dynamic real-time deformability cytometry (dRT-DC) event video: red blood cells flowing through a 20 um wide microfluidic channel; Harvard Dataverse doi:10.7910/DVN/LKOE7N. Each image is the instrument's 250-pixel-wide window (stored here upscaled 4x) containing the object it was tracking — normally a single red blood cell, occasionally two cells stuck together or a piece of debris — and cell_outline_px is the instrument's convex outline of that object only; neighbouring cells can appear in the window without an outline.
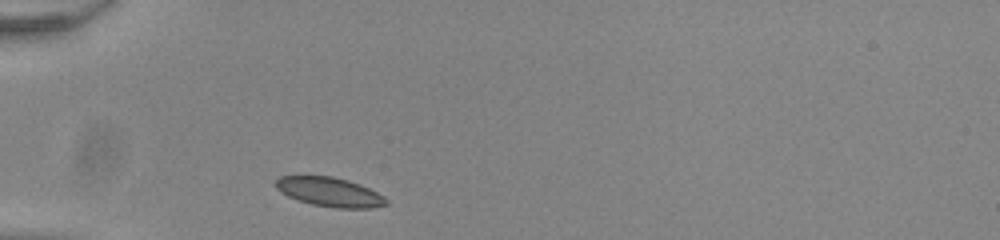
{"species": "common noctule bat (a hibernating species)", "species_latin": "Nyctalus noctula", "temperature_condition": "room temperature", "stored_images_in_passage": 30, "camera_frame_rate_fps": 3000, "um_per_image_px": 0.085, "animal": {"sex": "male", "body_mass_g": 20.0, "forearm_length_mm": 53.3}, "frame": {"image": 1, "passage_image": 1, "time_ms": 0.0, "image_size_px": [1000, 240], "cell_outline_px": [[388, 204], [372, 208], [336, 208], [312, 204], [288, 196], [280, 192], [276, 188], [276, 180], [280, 176], [332, 176], [348, 180], [360, 184], [384, 196], [388, 200]], "centroid_in_image_um": [28.04, 16.32], "position_along_channel_um": 57.0, "area_um2": 18.73}}
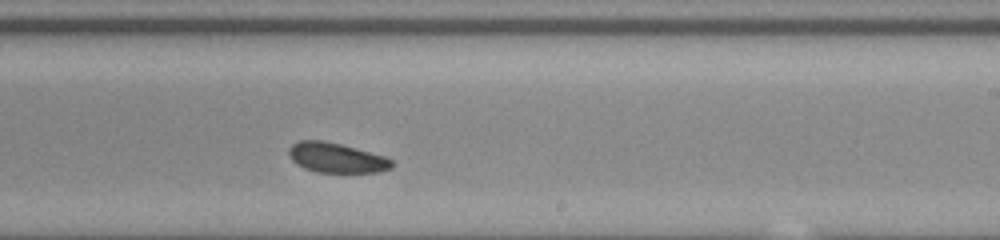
{"frame": {"image": 2, "passage_image": 18, "time_ms": 5.667, "image_size_px": [1000, 240], "cell_outline_px": [[396, 164], [392, 168], [380, 172], [316, 172], [304, 168], [296, 164], [292, 160], [288, 152], [288, 148], [292, 144], [300, 140], [324, 140], [340, 144], [384, 156], [392, 160]], "centroid_in_image_um": [28.59, 13.41], "position_along_channel_um": 260.4, "area_um2": 17.98}}
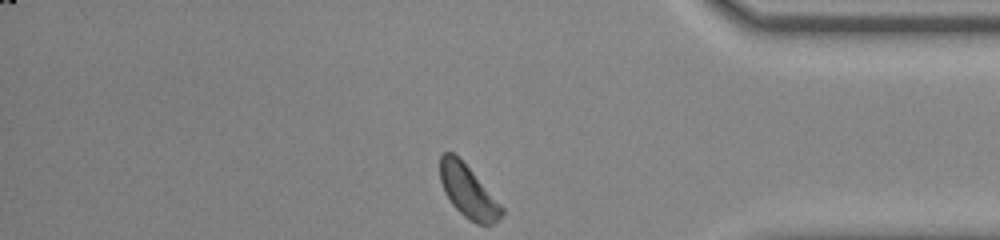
{"frame": {"image": 3, "passage_image": 30, "time_ms": 9.667, "image_size_px": [1000, 240], "cell_outline_px": [[504, 212], [500, 220], [492, 224], [476, 224], [464, 216], [452, 204], [444, 192], [440, 180], [440, 156], [444, 152], [452, 152], [472, 172], [504, 208]], "centroid_in_image_um": [39.79, 16.31], "position_along_channel_um": 395.4, "area_um2": 18.5}, "authors_computed_cell_mechanics": {"area_um2": 18.6983, "velocity_mm_per_s": 3.8302, "shape_relaxation_time_tau1_ms": 1.9231, "shape_relaxation_time_tau2_ms": 4.5942, "deformation_change_tau1": 0.0491, "deformation_change_tau2": 0.0841}}